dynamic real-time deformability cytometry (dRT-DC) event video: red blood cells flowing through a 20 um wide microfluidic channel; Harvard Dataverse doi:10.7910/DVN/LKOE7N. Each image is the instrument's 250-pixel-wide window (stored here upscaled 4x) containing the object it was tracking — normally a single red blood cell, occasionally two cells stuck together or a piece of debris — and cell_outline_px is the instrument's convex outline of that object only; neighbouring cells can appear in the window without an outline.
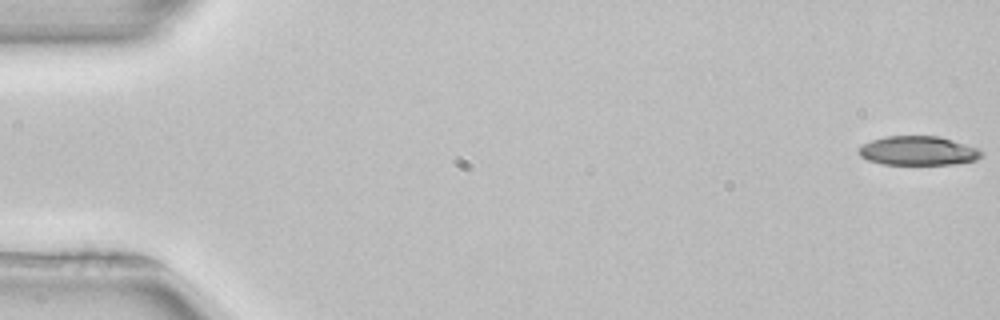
{"species": "common noctule bat (a hibernating species)", "species_latin": "Nyctalus noctula", "temperature_condition": "room temperature", "stored_images_in_passage": 53, "camera_frame_rate_fps": 3000, "um_per_image_px": 0.085, "animal": {"sex": "female", "body_mass_g": 22.7, "forearm_length_mm": 54.2}, "frame": {"image": 1, "passage_image": 1, "time_ms": 0.0, "image_size_px": [1000, 320], "cell_outline_px": [[984, 152], [976, 160], [952, 164], [880, 164], [868, 160], [860, 156], [856, 152], [864, 144], [872, 140], [884, 136], [940, 136], [976, 148]], "centroid_in_image_um": [78.0, 12.81], "position_along_channel_um": 7.0, "area_um2": 20.69}}
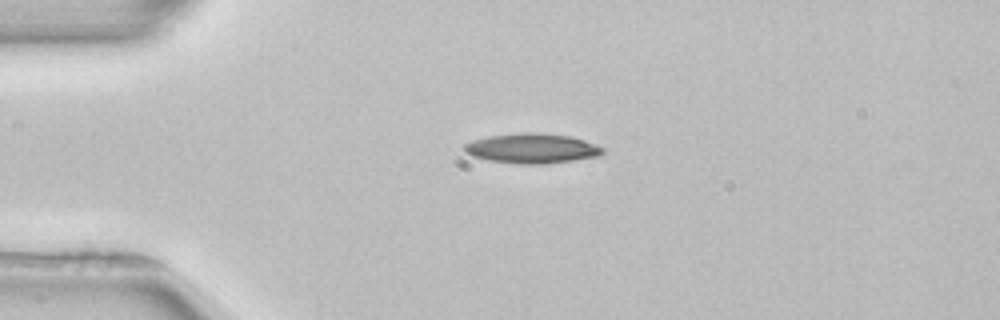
{"frame": {"image": 2, "passage_image": 13, "time_ms": 4.0, "image_size_px": [1000, 320], "cell_outline_px": [[604, 152], [600, 156], [544, 164], [524, 164], [488, 160], [472, 156], [464, 152], [464, 144], [472, 140], [488, 136], [520, 132], [544, 132], [572, 136], [596, 144], [604, 148]], "centroid_in_image_um": [45.23, 12.59], "position_along_channel_um": 39.8, "area_um2": 24.33}}
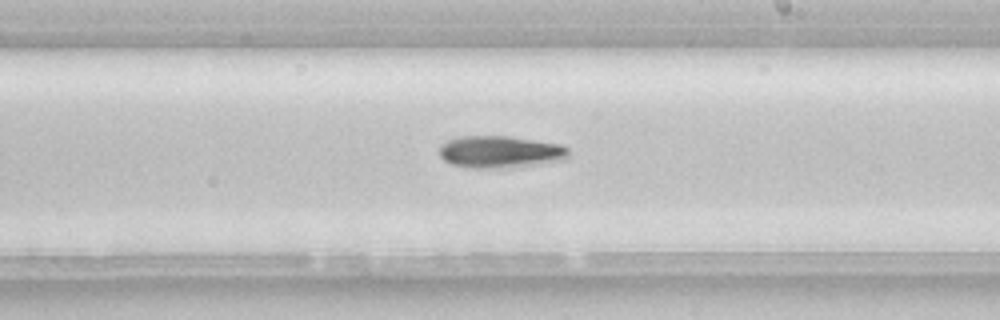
{"frame": {"image": 3, "passage_image": 31, "time_ms": 10.0, "image_size_px": [1000, 320], "cell_outline_px": [[568, 156], [564, 160], [512, 168], [472, 168], [448, 164], [440, 156], [440, 144], [448, 140], [460, 136], [508, 136], [560, 144], [568, 148]], "centroid_in_image_um": [42.49, 12.92], "position_along_channel_um": 246.5, "area_um2": 24.39}}